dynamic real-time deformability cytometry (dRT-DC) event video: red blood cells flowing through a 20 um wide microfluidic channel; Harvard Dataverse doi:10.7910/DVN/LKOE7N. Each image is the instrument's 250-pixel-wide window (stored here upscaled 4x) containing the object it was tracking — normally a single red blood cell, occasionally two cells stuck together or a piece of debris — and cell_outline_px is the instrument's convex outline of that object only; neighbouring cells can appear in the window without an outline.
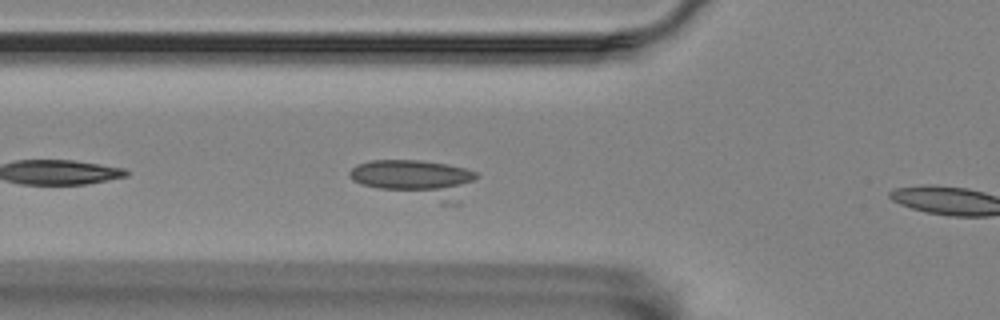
{"species": "Egyptian fruit bat (a non-hibernating species)", "species_latin": "Rousettus aegyptiacus", "temperature_condition": "room temperature", "stored_images_in_passage": 8, "camera_frame_rate_fps": 3000, "um_per_image_px": 0.085, "animal": {"sex": "female"}, "frame": {"image": 1, "passage_image": 7, "time_ms": 2.0, "image_size_px": [1000, 320], "cell_outline_px": [[480, 176], [460, 204], [440, 204], [360, 184], [352, 180], [348, 176], [348, 172], [356, 164], [372, 160], [420, 160], [448, 164], [464, 168], [476, 172]], "centroid_in_image_um": [35.44, 15.24], "position_along_channel_um": 90.4, "area_um2": 29.07}}